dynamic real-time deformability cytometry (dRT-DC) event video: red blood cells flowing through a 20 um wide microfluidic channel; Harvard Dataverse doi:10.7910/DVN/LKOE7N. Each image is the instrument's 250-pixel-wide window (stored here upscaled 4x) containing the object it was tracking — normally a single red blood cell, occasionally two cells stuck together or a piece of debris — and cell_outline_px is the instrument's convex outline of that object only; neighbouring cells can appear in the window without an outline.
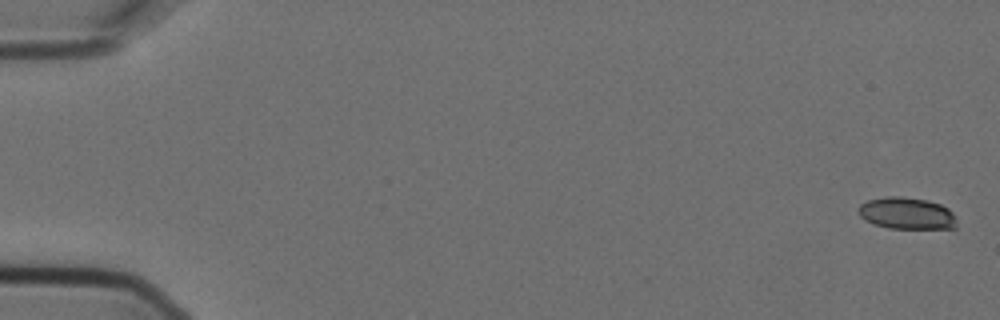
{"species": "Egyptian fruit bat (a non-hibernating species)", "species_latin": "Rousettus aegyptiacus", "temperature_condition": "cold", "stored_images_in_passage": 6, "camera_frame_rate_fps": 3000, "um_per_image_px": 0.085, "animal": {"sex": "female"}, "frame": {"image": 1, "passage_image": 1, "time_ms": 0.0, "image_size_px": [1000, 320], "cell_outline_px": [[956, 228], [888, 228], [872, 224], [864, 220], [860, 216], [860, 204], [868, 200], [888, 196], [900, 196], [928, 200], [940, 204], [948, 208], [952, 212], [956, 220]], "centroid_in_image_um": [77.07, 18.13], "position_along_channel_um": 7.9, "area_um2": 18.21}}